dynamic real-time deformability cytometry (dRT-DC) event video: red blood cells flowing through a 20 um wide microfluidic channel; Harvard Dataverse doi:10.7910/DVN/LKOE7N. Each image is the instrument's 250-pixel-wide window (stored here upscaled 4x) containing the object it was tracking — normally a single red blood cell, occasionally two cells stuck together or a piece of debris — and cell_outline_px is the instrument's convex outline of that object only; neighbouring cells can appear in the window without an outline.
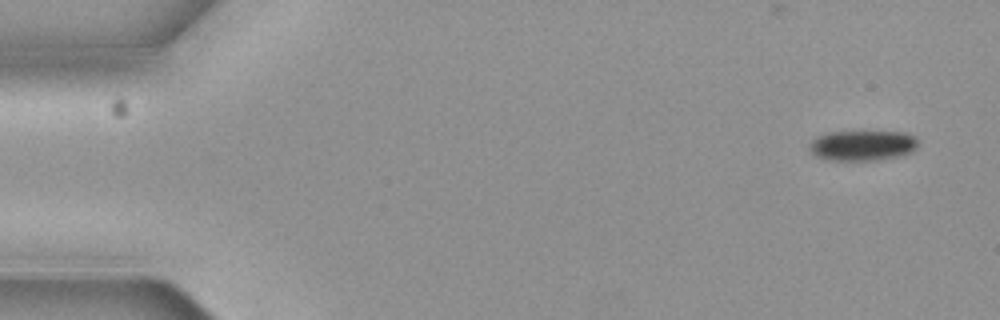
{"species": "common noctule bat (a hibernating species)", "species_latin": "Nyctalus noctula", "temperature_condition": "cold", "stored_images_in_passage": 4, "camera_frame_rate_fps": 3000, "um_per_image_px": 0.085, "animal": {"sex": "female", "body_mass_g": 19.3, "forearm_length_mm": 54.1}, "frame": {"image": 1, "passage_image": 1, "time_ms": 0.0, "image_size_px": [1000, 320], "cell_outline_px": [[920, 140], [916, 148], [912, 152], [904, 156], [880, 160], [828, 160], [816, 156], [808, 148], [812, 140], [820, 136], [832, 132], [904, 132], [916, 136]], "centroid_in_image_um": [73.4, 12.38], "position_along_channel_um": 11.6, "area_um2": 19.36}}